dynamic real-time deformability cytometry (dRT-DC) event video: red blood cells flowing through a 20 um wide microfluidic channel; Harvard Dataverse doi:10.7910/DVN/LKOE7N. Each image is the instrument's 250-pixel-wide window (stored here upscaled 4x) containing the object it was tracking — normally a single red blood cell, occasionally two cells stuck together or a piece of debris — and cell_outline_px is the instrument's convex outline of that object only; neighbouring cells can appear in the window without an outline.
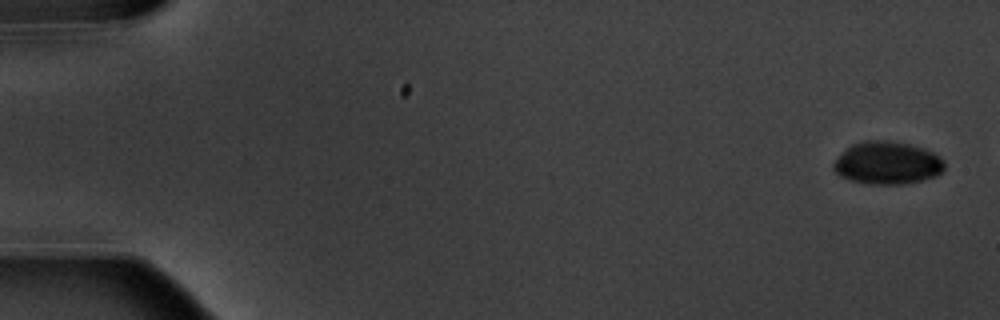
{"species": "common noctule bat (a hibernating species)", "species_latin": "Nyctalus noctula", "temperature_condition": "warm", "stored_images_in_passage": 4, "camera_frame_rate_fps": 3000, "um_per_image_px": 0.085, "animal": {"sex": "male", "body_mass_g": 20.1, "forearm_length_mm": 53.5}, "frame": {"image": 1, "passage_image": 1, "time_ms": 0.0, "image_size_px": [1000, 320], "cell_outline_px": [[944, 168], [936, 176], [924, 180], [904, 184], [868, 184], [852, 180], [836, 172], [832, 168], [836, 160], [852, 144], [868, 140], [888, 140], [912, 144], [924, 148], [940, 156], [944, 160]], "centroid_in_image_um": [75.48, 13.85], "position_along_channel_um": 9.5, "area_um2": 27.46}}